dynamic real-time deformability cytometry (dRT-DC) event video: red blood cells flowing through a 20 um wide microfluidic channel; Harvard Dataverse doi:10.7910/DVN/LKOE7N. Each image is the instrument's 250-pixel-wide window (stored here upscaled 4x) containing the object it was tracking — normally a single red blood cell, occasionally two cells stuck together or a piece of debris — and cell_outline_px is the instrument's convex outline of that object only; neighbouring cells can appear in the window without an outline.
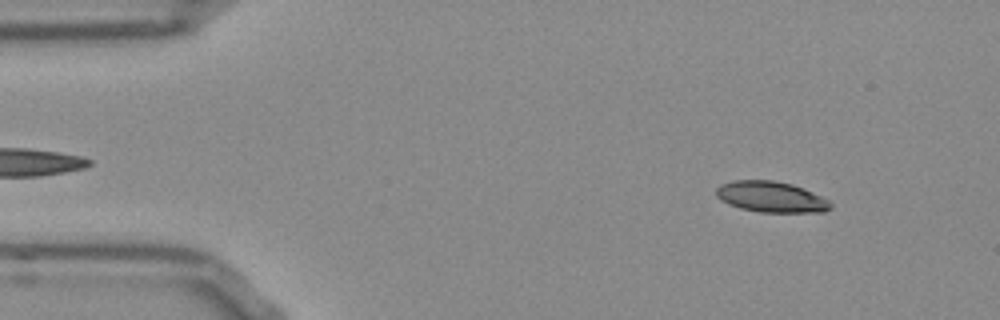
{"species": "Egyptian fruit bat (a non-hibernating species)", "species_latin": "Rousettus aegyptiacus", "temperature_condition": "room temperature", "stored_images_in_passage": 13, "camera_frame_rate_fps": 3000, "um_per_image_px": 0.085, "frame": {"image": 1, "passage_image": 3, "time_ms": 0.667, "image_size_px": [1000, 320], "cell_outline_px": [[832, 208], [824, 212], [760, 212], [740, 208], [728, 204], [720, 200], [716, 196], [716, 188], [720, 184], [732, 180], [772, 180], [792, 184], [804, 188], [828, 200], [832, 204]], "centroid_in_image_um": [65.52, 16.73], "position_along_channel_um": 19.5, "area_um2": 20.69}}
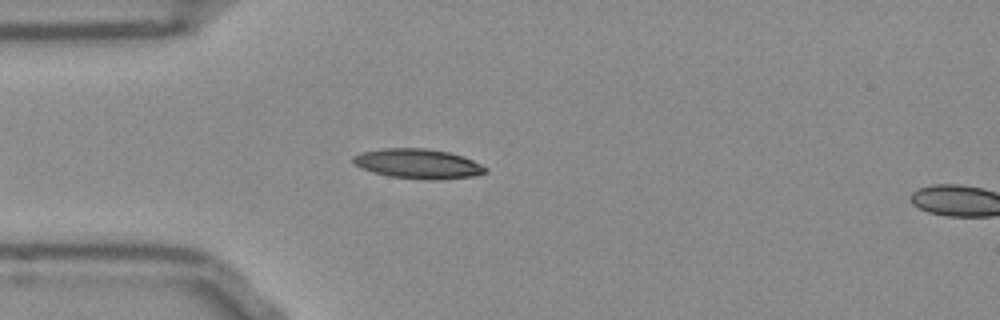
{"frame": {"image": 2, "passage_image": 11, "time_ms": 3.333, "image_size_px": [1000, 320], "cell_outline_px": [[488, 172], [472, 176], [432, 180], [428, 180], [388, 176], [360, 168], [352, 160], [352, 156], [364, 152], [380, 148], [424, 148], [448, 152], [464, 156], [488, 168]], "centroid_in_image_um": [35.53, 13.91], "position_along_channel_um": 49.5, "area_um2": 22.83}}